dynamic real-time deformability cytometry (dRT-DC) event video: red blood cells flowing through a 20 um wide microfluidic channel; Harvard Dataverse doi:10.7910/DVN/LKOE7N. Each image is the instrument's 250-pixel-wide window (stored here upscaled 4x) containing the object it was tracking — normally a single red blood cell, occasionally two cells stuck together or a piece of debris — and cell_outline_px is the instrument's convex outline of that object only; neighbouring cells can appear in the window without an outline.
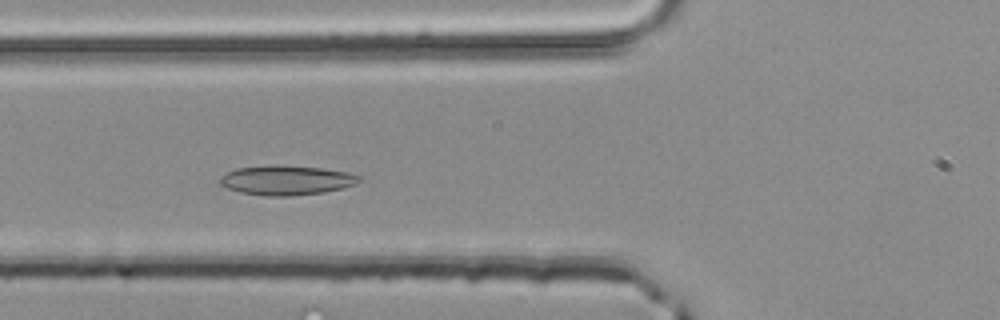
{"species": "common noctule bat (a hibernating species)", "species_latin": "Nyctalus noctula", "temperature_condition": "room temperature", "stored_images_in_passage": 37, "camera_frame_rate_fps": 3000, "um_per_image_px": 0.085, "animal": {"sex": "male", "body_mass_g": 20.4}, "frame": {"image": 1, "passage_image": 5, "time_ms": 1.333, "image_size_px": [1000, 320], "cell_outline_px": [[364, 180], [356, 184], [344, 188], [324, 192], [292, 196], [264, 196], [240, 192], [228, 188], [220, 184], [220, 176], [236, 168], [324, 168], [348, 172], [364, 176]], "centroid_in_image_um": [24.46, 15.37], "position_along_channel_um": 101.3, "area_um2": 23.18}}
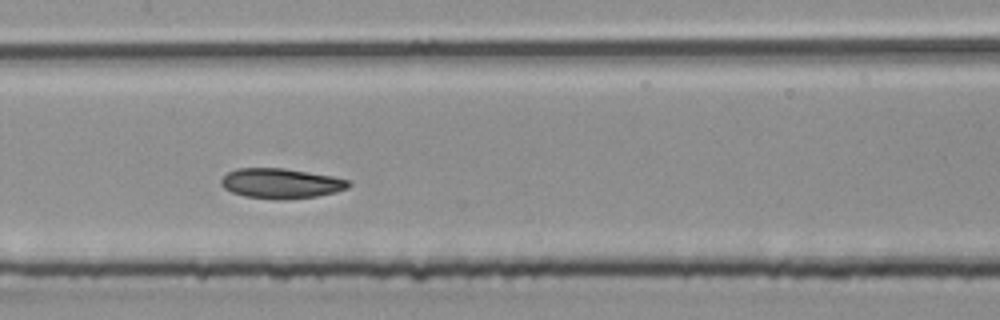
{"frame": {"image": 2, "passage_image": 11, "time_ms": 3.333, "image_size_px": [1000, 320], "cell_outline_px": [[352, 184], [348, 188], [336, 192], [316, 196], [288, 200], [276, 200], [244, 196], [232, 192], [224, 188], [220, 184], [220, 180], [228, 172], [236, 168], [284, 168], [332, 176], [348, 180]], "centroid_in_image_um": [23.88, 15.6], "position_along_channel_um": 183.5, "area_um2": 22.48}}
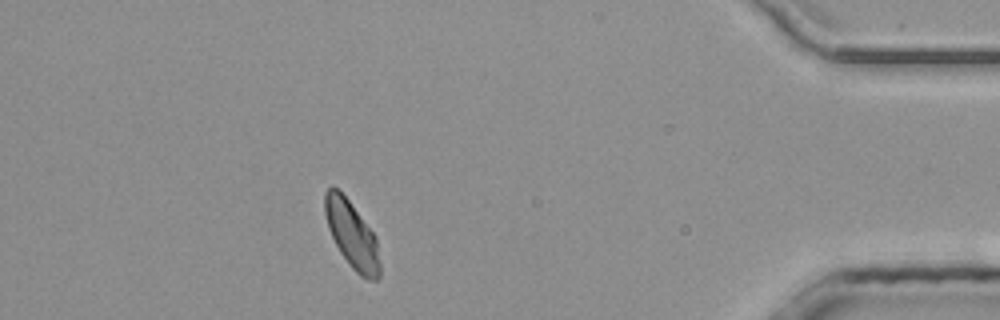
{"frame": {"image": 3, "passage_image": 31, "time_ms": 10.0, "image_size_px": [1000, 320], "cell_outline_px": [[380, 280], [368, 280], [360, 276], [352, 268], [340, 252], [328, 228], [324, 212], [324, 192], [332, 184], [348, 200], [376, 236], [380, 264]], "centroid_in_image_um": [29.91, 19.97], "position_along_channel_um": 405.3, "area_um2": 21.39}, "authors_computed_cell_mechanics": {"area_um2": 21.964, "velocity_mm_per_s": 4.0792, "shape_relaxation_time_tau1_ms": null, "shape_relaxation_time_tau2_ms": 2.8377, "deformation_change_tau1": null, "deformation_change_tau2": 0.0801}}